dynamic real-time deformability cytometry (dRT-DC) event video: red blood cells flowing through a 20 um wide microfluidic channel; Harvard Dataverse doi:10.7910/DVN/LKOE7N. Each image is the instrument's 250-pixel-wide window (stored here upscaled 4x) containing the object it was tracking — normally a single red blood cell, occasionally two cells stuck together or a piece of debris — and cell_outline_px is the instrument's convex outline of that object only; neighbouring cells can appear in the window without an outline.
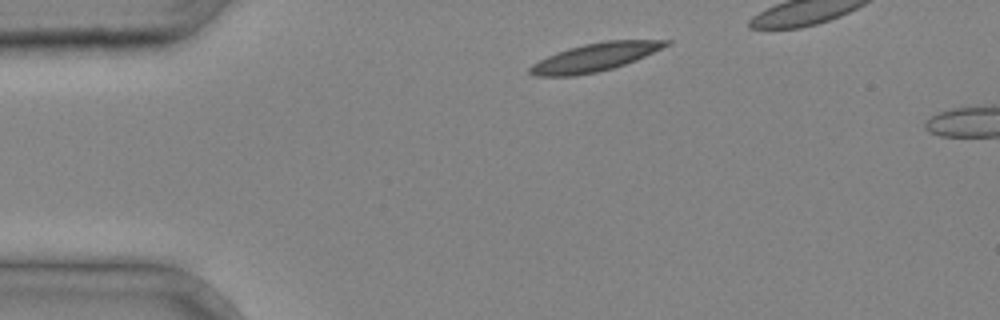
{"species": "common noctule bat (a hibernating species)", "species_latin": "Nyctalus noctula", "temperature_condition": "cold", "stored_images_in_passage": 2, "camera_frame_rate_fps": 3000, "um_per_image_px": 0.085, "animal": {"sex": "male", "body_mass_g": 20.4}, "frame": {"image": 1, "passage_image": 1, "time_ms": 0.0, "image_size_px": [1000, 320], "cell_outline_px": [[672, 44], [636, 60], [612, 68], [596, 72], [572, 76], [536, 76], [528, 72], [528, 68], [532, 64], [556, 52], [568, 48], [584, 44], [604, 40], [672, 40]], "centroid_in_image_um": [50.58, 4.85], "position_along_channel_um": 34.4, "area_um2": 22.25}}